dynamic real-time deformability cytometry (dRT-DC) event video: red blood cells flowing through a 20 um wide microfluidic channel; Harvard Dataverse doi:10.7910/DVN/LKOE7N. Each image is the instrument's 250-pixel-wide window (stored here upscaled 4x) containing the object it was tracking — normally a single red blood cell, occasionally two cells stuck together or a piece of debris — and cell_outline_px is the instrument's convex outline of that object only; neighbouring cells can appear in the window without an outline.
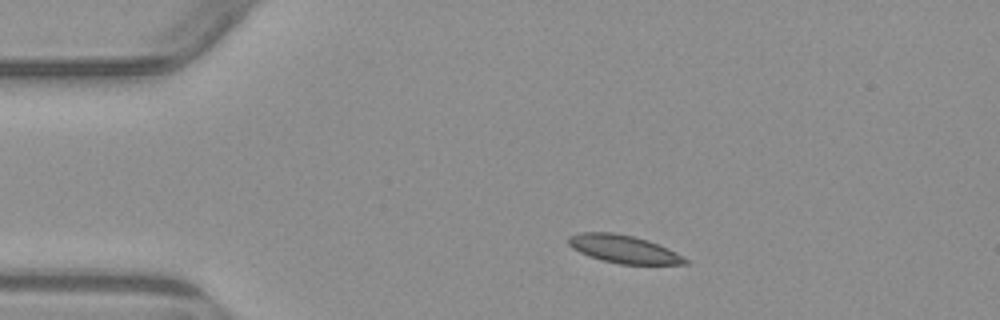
{"species": "common noctule bat (a hibernating species)", "species_latin": "Nyctalus noctula", "temperature_condition": "warm", "stored_images_in_passage": 3, "camera_frame_rate_fps": 3000, "um_per_image_px": 0.085, "animal": {"sex": "male", "body_mass_g": 23.1, "forearm_length_mm": 52.7}, "frame": {"image": 1, "passage_image": 1, "time_ms": 0.0, "image_size_px": [1000, 320], "cell_outline_px": [[688, 264], [620, 264], [600, 260], [588, 256], [572, 248], [568, 244], [568, 236], [580, 232], [612, 232], [632, 236], [648, 240], [668, 248], [676, 252], [688, 260]], "centroid_in_image_um": [52.98, 21.17], "position_along_channel_um": 32.0, "area_um2": 19.02}}
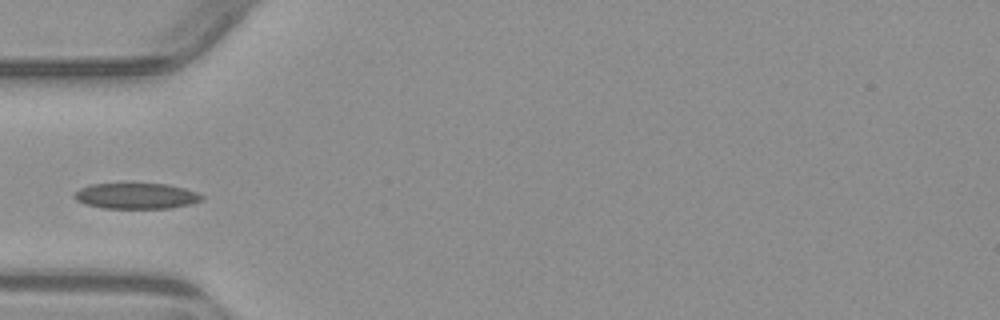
{"frame": {"image": 2, "passage_image": 3, "time_ms": 2.333, "image_size_px": [1000, 320], "cell_outline_px": [[204, 200], [188, 204], [168, 208], [104, 208], [84, 204], [76, 200], [72, 196], [80, 188], [88, 184], [168, 184], [184, 188], [196, 192], [204, 196]], "centroid_in_image_um": [11.56, 16.65], "position_along_channel_um": 73.4, "area_um2": 19.07}}